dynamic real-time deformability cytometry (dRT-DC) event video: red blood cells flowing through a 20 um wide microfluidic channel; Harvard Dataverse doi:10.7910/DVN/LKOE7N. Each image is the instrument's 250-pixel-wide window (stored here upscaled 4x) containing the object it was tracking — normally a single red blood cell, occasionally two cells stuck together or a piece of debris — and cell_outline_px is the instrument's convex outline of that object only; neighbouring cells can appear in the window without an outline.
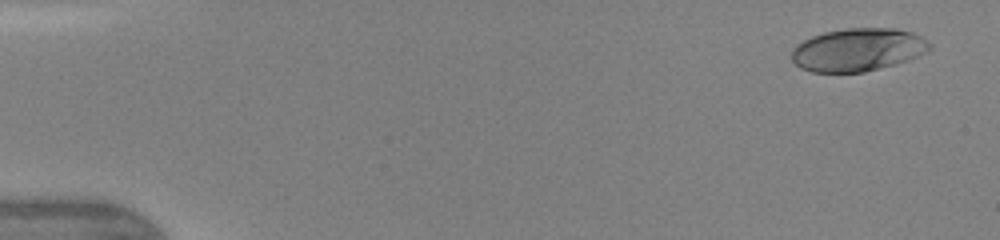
{"species": "human", "species_latin": "Homo sapiens", "temperature_condition": "warm", "stored_images_in_passage": 15, "camera_frame_rate_fps": 3000, "um_per_image_px": 0.085, "donor": {"sex": "female"}, "frame": {"image": 1, "passage_image": 2, "time_ms": 0.333, "image_size_px": [1000, 240], "cell_outline_px": [[932, 48], [908, 60], [864, 72], [812, 72], [800, 68], [792, 60], [792, 48], [796, 44], [812, 36], [824, 32], [848, 28], [896, 28], [912, 32], [920, 36], [932, 44]], "centroid_in_image_um": [72.9, 4.22], "position_along_channel_um": 12.1, "area_um2": 34.45}}
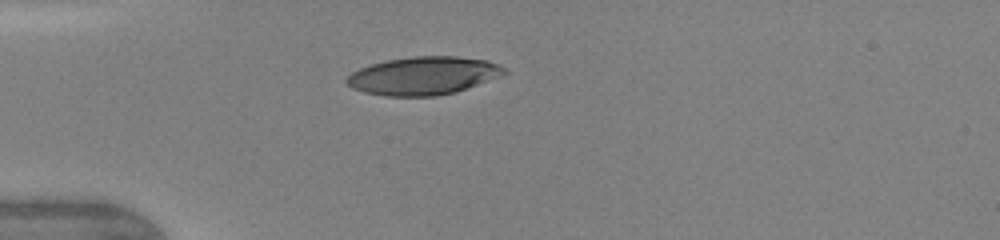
{"frame": {"image": 2, "passage_image": 10, "time_ms": 4.0, "image_size_px": [1000, 240], "cell_outline_px": [[508, 72], [456, 92], [436, 96], [388, 96], [364, 92], [352, 88], [344, 80], [352, 72], [360, 68], [372, 64], [388, 60], [412, 56], [456, 56], [488, 60], [504, 68]], "centroid_in_image_um": [35.95, 6.43], "position_along_channel_um": 49.0, "area_um2": 34.62}}